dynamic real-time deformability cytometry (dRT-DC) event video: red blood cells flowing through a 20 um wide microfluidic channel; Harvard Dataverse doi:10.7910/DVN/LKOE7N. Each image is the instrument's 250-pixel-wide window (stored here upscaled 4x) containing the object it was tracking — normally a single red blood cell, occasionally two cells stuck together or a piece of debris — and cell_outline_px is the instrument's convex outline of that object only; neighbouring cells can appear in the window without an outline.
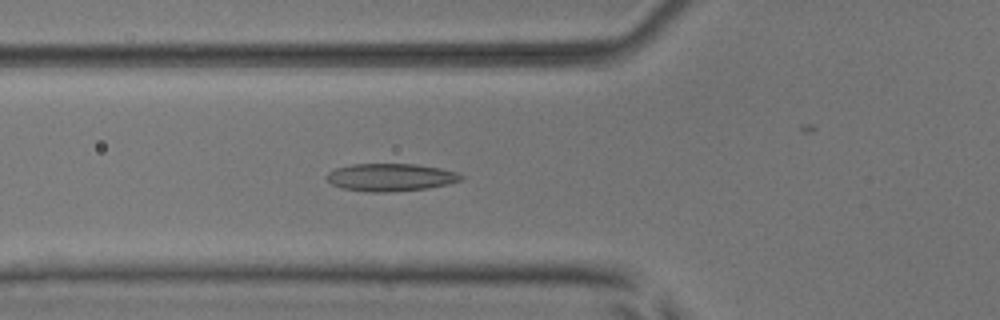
{"species": "common noctule bat (a hibernating species)", "species_latin": "Nyctalus noctula", "temperature_condition": "room temperature", "stored_images_in_passage": 43, "camera_frame_rate_fps": 3000, "um_per_image_px": 0.085, "animal": {"sex": "male", "body_mass_g": 17.9, "forearm_length_mm": 54.2}, "frame": {"image": 1, "passage_image": 20, "time_ms": 6.333, "image_size_px": [1000, 320], "cell_outline_px": [[464, 176], [460, 180], [448, 184], [428, 188], [380, 192], [368, 192], [344, 188], [332, 184], [328, 180], [328, 172], [336, 168], [352, 164], [416, 164], [440, 168], [456, 172]], "centroid_in_image_um": [33.21, 15.06], "position_along_channel_um": 92.6, "area_um2": 21.33}}
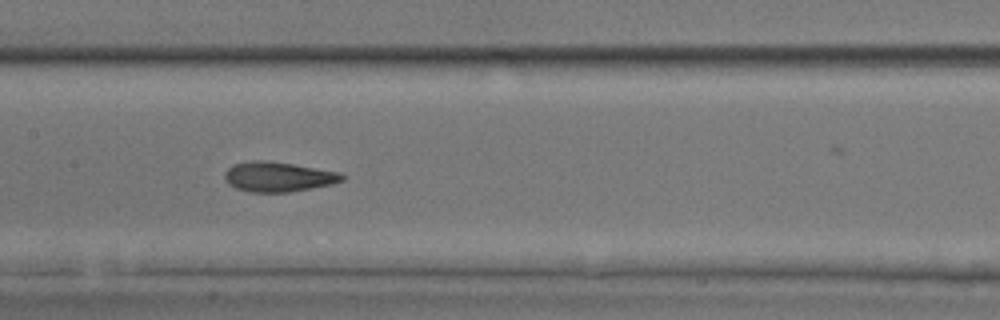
{"frame": {"image": 2, "passage_image": 27, "time_ms": 8.667, "image_size_px": [1000, 320], "cell_outline_px": [[344, 180], [332, 184], [288, 192], [252, 192], [236, 188], [228, 184], [224, 176], [224, 172], [228, 168], [236, 164], [252, 160], [264, 160], [292, 164], [336, 172], [344, 176]], "centroid_in_image_um": [23.6, 15.03], "position_along_channel_um": 183.8, "area_um2": 20.06}}
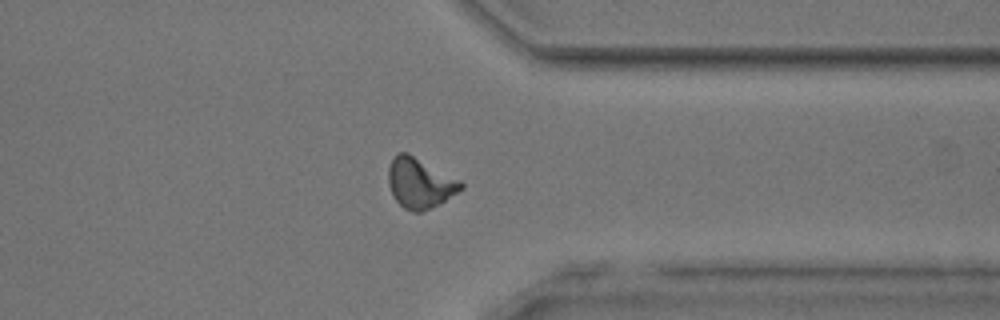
{"frame": {"image": 3, "passage_image": 42, "time_ms": 13.667, "image_size_px": [1000, 320], "cell_outline_px": [[464, 188], [440, 204], [420, 212], [412, 212], [404, 208], [392, 196], [388, 184], [388, 168], [396, 152], [408, 152], [460, 180], [464, 184]], "centroid_in_image_um": [35.68, 15.56], "position_along_channel_um": 375.7, "area_um2": 21.39}}